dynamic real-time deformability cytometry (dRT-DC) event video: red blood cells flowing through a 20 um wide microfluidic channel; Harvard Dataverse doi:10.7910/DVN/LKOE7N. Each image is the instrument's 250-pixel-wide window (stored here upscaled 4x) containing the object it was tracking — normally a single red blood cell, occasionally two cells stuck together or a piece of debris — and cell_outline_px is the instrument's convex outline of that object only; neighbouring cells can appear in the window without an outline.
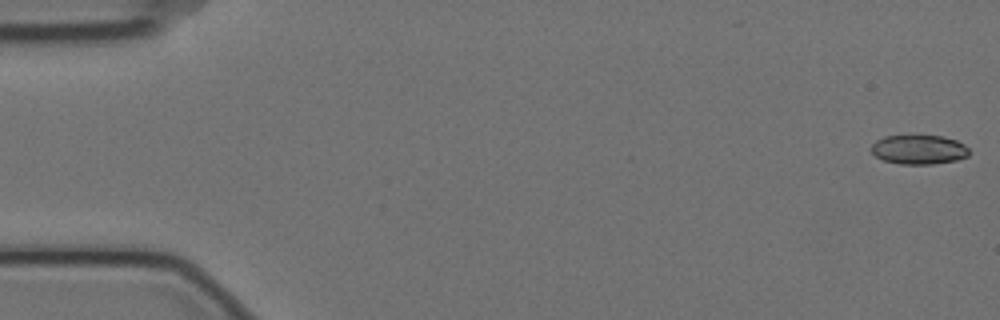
{"species": "Egyptian fruit bat (a non-hibernating species)", "species_latin": "Rousettus aegyptiacus", "temperature_condition": "cold", "stored_images_in_passage": 6, "camera_frame_rate_fps": 3000, "um_per_image_px": 0.085, "animal": {"sex": "female"}, "frame": {"image": 1, "passage_image": 1, "time_ms": 0.0, "image_size_px": [1000, 320], "cell_outline_px": [[968, 156], [956, 160], [932, 164], [900, 164], [884, 160], [876, 156], [868, 148], [876, 140], [884, 136], [912, 132], [944, 136], [956, 140], [964, 144], [968, 148]], "centroid_in_image_um": [78.06, 12.65], "position_along_channel_um": 6.9, "area_um2": 17.57}}
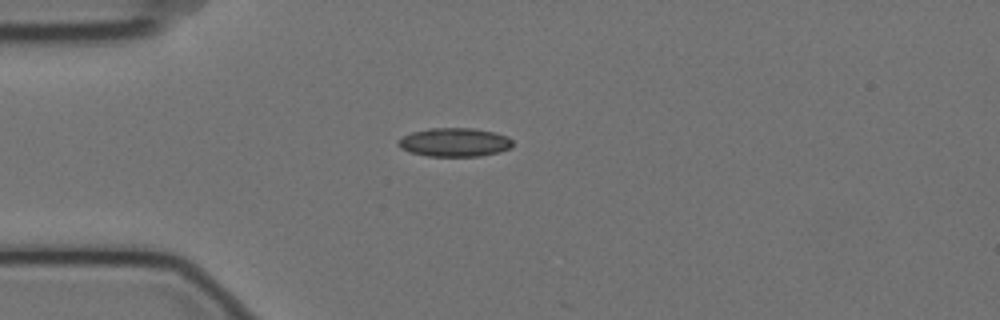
{"frame": {"image": 2, "passage_image": 5, "time_ms": 1.333, "image_size_px": [1000, 320], "cell_outline_px": [[512, 148], [500, 152], [480, 156], [428, 156], [412, 152], [400, 148], [396, 144], [404, 136], [412, 132], [428, 128], [472, 128], [496, 132], [508, 136], [512, 140]], "centroid_in_image_um": [38.68, 12.09], "position_along_channel_um": 46.3, "area_um2": 19.19}}
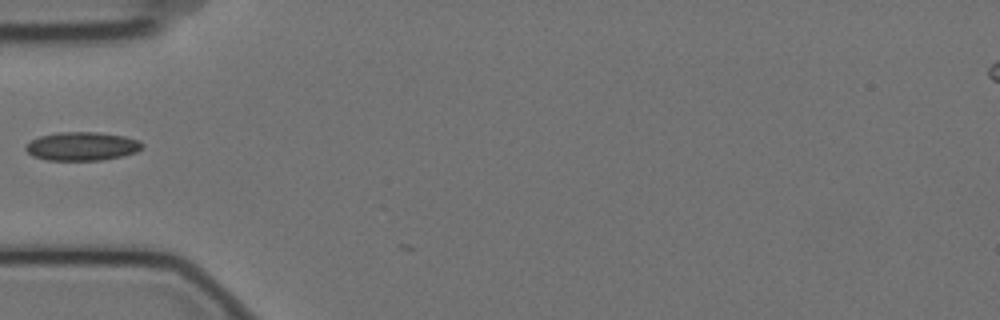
{"frame": {"image": 3, "passage_image": 6, "time_ms": 1.667, "image_size_px": [1000, 320], "cell_outline_px": [[144, 144], [136, 152], [120, 156], [100, 160], [48, 160], [32, 156], [24, 148], [32, 140], [40, 136], [60, 132], [96, 132], [124, 136], [140, 140]], "centroid_in_image_um": [6.97, 12.43], "position_along_channel_um": 78.0, "area_um2": 19.19}}